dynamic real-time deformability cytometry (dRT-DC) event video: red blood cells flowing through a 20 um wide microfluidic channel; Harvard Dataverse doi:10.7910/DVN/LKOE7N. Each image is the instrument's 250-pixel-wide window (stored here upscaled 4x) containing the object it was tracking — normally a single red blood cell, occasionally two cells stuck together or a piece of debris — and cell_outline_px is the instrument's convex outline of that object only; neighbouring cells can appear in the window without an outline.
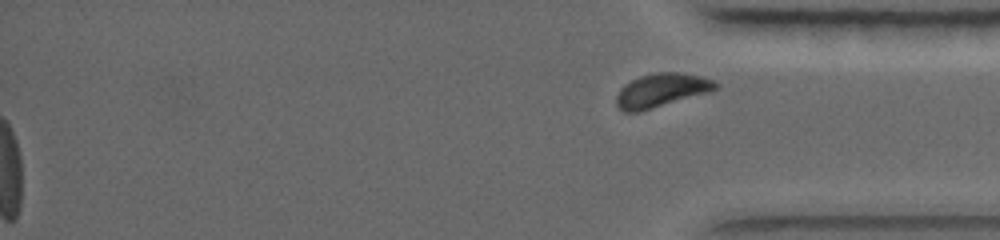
{"species": "common noctule bat (a hibernating species)", "species_latin": "Nyctalus noctula", "temperature_condition": "warm", "stored_images_in_passage": 33, "segment_of_instrument_passage": [2, 2], "camera_frame_rate_fps": 5000, "um_per_image_px": 0.085, "animal": {"sex": "female", "body_mass_g": 19.0, "forearm_length_mm": 56.7}, "frame": {"image": 1, "passage_image": 33, "time_ms": 10.4, "image_size_px": [1000, 240], "cell_outline_px": [[720, 88], [708, 92], [640, 112], [624, 112], [616, 104], [616, 96], [620, 88], [624, 84], [640, 76], [652, 72], [680, 72], [700, 76], [712, 80], [720, 84]], "centroid_in_image_um": [56.21, 7.67], "position_along_channel_um": 379.0, "area_um2": 19.54}}